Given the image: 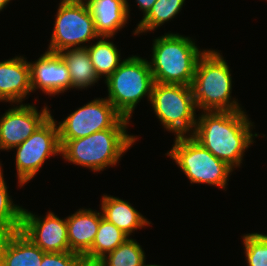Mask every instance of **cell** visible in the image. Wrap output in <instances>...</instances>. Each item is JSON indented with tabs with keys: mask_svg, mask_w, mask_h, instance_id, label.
<instances>
[{
	"mask_svg": "<svg viewBox=\"0 0 267 266\" xmlns=\"http://www.w3.org/2000/svg\"><path fill=\"white\" fill-rule=\"evenodd\" d=\"M100 209L103 218L113 223L129 237L137 230L152 226L149 219L145 218L129 201L119 197L103 194Z\"/></svg>",
	"mask_w": 267,
	"mask_h": 266,
	"instance_id": "cell-18",
	"label": "cell"
},
{
	"mask_svg": "<svg viewBox=\"0 0 267 266\" xmlns=\"http://www.w3.org/2000/svg\"><path fill=\"white\" fill-rule=\"evenodd\" d=\"M13 149H16L17 183L22 188L34 179L49 157L61 154L57 120L51 114L28 139Z\"/></svg>",
	"mask_w": 267,
	"mask_h": 266,
	"instance_id": "cell-9",
	"label": "cell"
},
{
	"mask_svg": "<svg viewBox=\"0 0 267 266\" xmlns=\"http://www.w3.org/2000/svg\"><path fill=\"white\" fill-rule=\"evenodd\" d=\"M91 12L99 36L115 37L130 18L129 0H84Z\"/></svg>",
	"mask_w": 267,
	"mask_h": 266,
	"instance_id": "cell-15",
	"label": "cell"
},
{
	"mask_svg": "<svg viewBox=\"0 0 267 266\" xmlns=\"http://www.w3.org/2000/svg\"><path fill=\"white\" fill-rule=\"evenodd\" d=\"M193 39L173 32L153 39L148 62L154 82L191 86L198 59L206 51Z\"/></svg>",
	"mask_w": 267,
	"mask_h": 266,
	"instance_id": "cell-3",
	"label": "cell"
},
{
	"mask_svg": "<svg viewBox=\"0 0 267 266\" xmlns=\"http://www.w3.org/2000/svg\"><path fill=\"white\" fill-rule=\"evenodd\" d=\"M44 253L20 230L0 234V266H40Z\"/></svg>",
	"mask_w": 267,
	"mask_h": 266,
	"instance_id": "cell-16",
	"label": "cell"
},
{
	"mask_svg": "<svg viewBox=\"0 0 267 266\" xmlns=\"http://www.w3.org/2000/svg\"><path fill=\"white\" fill-rule=\"evenodd\" d=\"M130 120L122 117L112 128L83 138L59 139L62 159L93 172L116 166L123 154L138 141L128 134Z\"/></svg>",
	"mask_w": 267,
	"mask_h": 266,
	"instance_id": "cell-2",
	"label": "cell"
},
{
	"mask_svg": "<svg viewBox=\"0 0 267 266\" xmlns=\"http://www.w3.org/2000/svg\"><path fill=\"white\" fill-rule=\"evenodd\" d=\"M219 50L206 49L198 59L191 89L197 111L243 110L232 94L231 69Z\"/></svg>",
	"mask_w": 267,
	"mask_h": 266,
	"instance_id": "cell-4",
	"label": "cell"
},
{
	"mask_svg": "<svg viewBox=\"0 0 267 266\" xmlns=\"http://www.w3.org/2000/svg\"><path fill=\"white\" fill-rule=\"evenodd\" d=\"M32 104H12L0 115L1 151L9 152L20 145L52 114L47 104L41 110Z\"/></svg>",
	"mask_w": 267,
	"mask_h": 266,
	"instance_id": "cell-11",
	"label": "cell"
},
{
	"mask_svg": "<svg viewBox=\"0 0 267 266\" xmlns=\"http://www.w3.org/2000/svg\"><path fill=\"white\" fill-rule=\"evenodd\" d=\"M23 206L14 204L4 175L0 178V234L19 231Z\"/></svg>",
	"mask_w": 267,
	"mask_h": 266,
	"instance_id": "cell-24",
	"label": "cell"
},
{
	"mask_svg": "<svg viewBox=\"0 0 267 266\" xmlns=\"http://www.w3.org/2000/svg\"><path fill=\"white\" fill-rule=\"evenodd\" d=\"M20 231L43 252H72L66 218L58 217L51 210L41 217L23 208Z\"/></svg>",
	"mask_w": 267,
	"mask_h": 266,
	"instance_id": "cell-12",
	"label": "cell"
},
{
	"mask_svg": "<svg viewBox=\"0 0 267 266\" xmlns=\"http://www.w3.org/2000/svg\"><path fill=\"white\" fill-rule=\"evenodd\" d=\"M253 129L254 122L245 110L202 111L192 137L235 170L243 164L245 151L254 144L255 137L261 136L252 133Z\"/></svg>",
	"mask_w": 267,
	"mask_h": 266,
	"instance_id": "cell-1",
	"label": "cell"
},
{
	"mask_svg": "<svg viewBox=\"0 0 267 266\" xmlns=\"http://www.w3.org/2000/svg\"><path fill=\"white\" fill-rule=\"evenodd\" d=\"M145 251L133 238H127L101 260L107 266H146Z\"/></svg>",
	"mask_w": 267,
	"mask_h": 266,
	"instance_id": "cell-23",
	"label": "cell"
},
{
	"mask_svg": "<svg viewBox=\"0 0 267 266\" xmlns=\"http://www.w3.org/2000/svg\"><path fill=\"white\" fill-rule=\"evenodd\" d=\"M87 266H107V265L102 260H98L92 263H88Z\"/></svg>",
	"mask_w": 267,
	"mask_h": 266,
	"instance_id": "cell-28",
	"label": "cell"
},
{
	"mask_svg": "<svg viewBox=\"0 0 267 266\" xmlns=\"http://www.w3.org/2000/svg\"><path fill=\"white\" fill-rule=\"evenodd\" d=\"M102 218L101 209L99 212L83 207L66 217L68 243L72 252L84 256L91 249Z\"/></svg>",
	"mask_w": 267,
	"mask_h": 266,
	"instance_id": "cell-17",
	"label": "cell"
},
{
	"mask_svg": "<svg viewBox=\"0 0 267 266\" xmlns=\"http://www.w3.org/2000/svg\"><path fill=\"white\" fill-rule=\"evenodd\" d=\"M186 0H156L150 11L142 17L136 28L133 30L134 35L145 34L155 31L158 27L173 21L176 15L181 12Z\"/></svg>",
	"mask_w": 267,
	"mask_h": 266,
	"instance_id": "cell-22",
	"label": "cell"
},
{
	"mask_svg": "<svg viewBox=\"0 0 267 266\" xmlns=\"http://www.w3.org/2000/svg\"><path fill=\"white\" fill-rule=\"evenodd\" d=\"M104 82L108 94L105 98L122 117L129 120L144 97L150 102L155 83L148 60L137 55L124 58Z\"/></svg>",
	"mask_w": 267,
	"mask_h": 266,
	"instance_id": "cell-5",
	"label": "cell"
},
{
	"mask_svg": "<svg viewBox=\"0 0 267 266\" xmlns=\"http://www.w3.org/2000/svg\"><path fill=\"white\" fill-rule=\"evenodd\" d=\"M29 64L32 93L40 89L46 95L56 96L72 89L68 67L59 53L45 50Z\"/></svg>",
	"mask_w": 267,
	"mask_h": 266,
	"instance_id": "cell-13",
	"label": "cell"
},
{
	"mask_svg": "<svg viewBox=\"0 0 267 266\" xmlns=\"http://www.w3.org/2000/svg\"><path fill=\"white\" fill-rule=\"evenodd\" d=\"M53 24V31L46 51L59 53L67 48L86 47L98 35L93 17L84 0L62 1Z\"/></svg>",
	"mask_w": 267,
	"mask_h": 266,
	"instance_id": "cell-8",
	"label": "cell"
},
{
	"mask_svg": "<svg viewBox=\"0 0 267 266\" xmlns=\"http://www.w3.org/2000/svg\"><path fill=\"white\" fill-rule=\"evenodd\" d=\"M4 174H3V169H2V163H1V161H0V178L3 176Z\"/></svg>",
	"mask_w": 267,
	"mask_h": 266,
	"instance_id": "cell-30",
	"label": "cell"
},
{
	"mask_svg": "<svg viewBox=\"0 0 267 266\" xmlns=\"http://www.w3.org/2000/svg\"><path fill=\"white\" fill-rule=\"evenodd\" d=\"M112 38L114 37L100 36L95 43L92 42L86 46L96 74L100 79L104 77V81L124 61L119 48L111 41Z\"/></svg>",
	"mask_w": 267,
	"mask_h": 266,
	"instance_id": "cell-20",
	"label": "cell"
},
{
	"mask_svg": "<svg viewBox=\"0 0 267 266\" xmlns=\"http://www.w3.org/2000/svg\"><path fill=\"white\" fill-rule=\"evenodd\" d=\"M172 148L165 154L181 169L190 184H207L225 190L234 169L216 158L192 136L174 138Z\"/></svg>",
	"mask_w": 267,
	"mask_h": 266,
	"instance_id": "cell-6",
	"label": "cell"
},
{
	"mask_svg": "<svg viewBox=\"0 0 267 266\" xmlns=\"http://www.w3.org/2000/svg\"><path fill=\"white\" fill-rule=\"evenodd\" d=\"M148 103L164 130L175 137L192 136L198 111L191 86L155 82Z\"/></svg>",
	"mask_w": 267,
	"mask_h": 266,
	"instance_id": "cell-7",
	"label": "cell"
},
{
	"mask_svg": "<svg viewBox=\"0 0 267 266\" xmlns=\"http://www.w3.org/2000/svg\"><path fill=\"white\" fill-rule=\"evenodd\" d=\"M135 2L138 4V8L143 13L142 17H144L150 11L156 0H135Z\"/></svg>",
	"mask_w": 267,
	"mask_h": 266,
	"instance_id": "cell-27",
	"label": "cell"
},
{
	"mask_svg": "<svg viewBox=\"0 0 267 266\" xmlns=\"http://www.w3.org/2000/svg\"><path fill=\"white\" fill-rule=\"evenodd\" d=\"M32 92L30 64L24 56L0 62V101L22 104Z\"/></svg>",
	"mask_w": 267,
	"mask_h": 266,
	"instance_id": "cell-14",
	"label": "cell"
},
{
	"mask_svg": "<svg viewBox=\"0 0 267 266\" xmlns=\"http://www.w3.org/2000/svg\"><path fill=\"white\" fill-rule=\"evenodd\" d=\"M59 54L68 67L72 90L87 89L95 83L98 84L100 78L93 67L87 47L67 48Z\"/></svg>",
	"mask_w": 267,
	"mask_h": 266,
	"instance_id": "cell-19",
	"label": "cell"
},
{
	"mask_svg": "<svg viewBox=\"0 0 267 266\" xmlns=\"http://www.w3.org/2000/svg\"><path fill=\"white\" fill-rule=\"evenodd\" d=\"M40 266H87L83 255L75 252H45Z\"/></svg>",
	"mask_w": 267,
	"mask_h": 266,
	"instance_id": "cell-26",
	"label": "cell"
},
{
	"mask_svg": "<svg viewBox=\"0 0 267 266\" xmlns=\"http://www.w3.org/2000/svg\"><path fill=\"white\" fill-rule=\"evenodd\" d=\"M146 266H163V265H157V264H146Z\"/></svg>",
	"mask_w": 267,
	"mask_h": 266,
	"instance_id": "cell-31",
	"label": "cell"
},
{
	"mask_svg": "<svg viewBox=\"0 0 267 266\" xmlns=\"http://www.w3.org/2000/svg\"><path fill=\"white\" fill-rule=\"evenodd\" d=\"M12 0H0V12L7 7Z\"/></svg>",
	"mask_w": 267,
	"mask_h": 266,
	"instance_id": "cell-29",
	"label": "cell"
},
{
	"mask_svg": "<svg viewBox=\"0 0 267 266\" xmlns=\"http://www.w3.org/2000/svg\"><path fill=\"white\" fill-rule=\"evenodd\" d=\"M242 242L247 266H267V234H244Z\"/></svg>",
	"mask_w": 267,
	"mask_h": 266,
	"instance_id": "cell-25",
	"label": "cell"
},
{
	"mask_svg": "<svg viewBox=\"0 0 267 266\" xmlns=\"http://www.w3.org/2000/svg\"><path fill=\"white\" fill-rule=\"evenodd\" d=\"M129 236L108 222L105 218L100 220V225L96 233L91 249L84 255L86 263L101 260L108 253L115 250Z\"/></svg>",
	"mask_w": 267,
	"mask_h": 266,
	"instance_id": "cell-21",
	"label": "cell"
},
{
	"mask_svg": "<svg viewBox=\"0 0 267 266\" xmlns=\"http://www.w3.org/2000/svg\"><path fill=\"white\" fill-rule=\"evenodd\" d=\"M122 116L110 101L94 98L57 122L59 139L83 138L95 132L112 128Z\"/></svg>",
	"mask_w": 267,
	"mask_h": 266,
	"instance_id": "cell-10",
	"label": "cell"
}]
</instances>
